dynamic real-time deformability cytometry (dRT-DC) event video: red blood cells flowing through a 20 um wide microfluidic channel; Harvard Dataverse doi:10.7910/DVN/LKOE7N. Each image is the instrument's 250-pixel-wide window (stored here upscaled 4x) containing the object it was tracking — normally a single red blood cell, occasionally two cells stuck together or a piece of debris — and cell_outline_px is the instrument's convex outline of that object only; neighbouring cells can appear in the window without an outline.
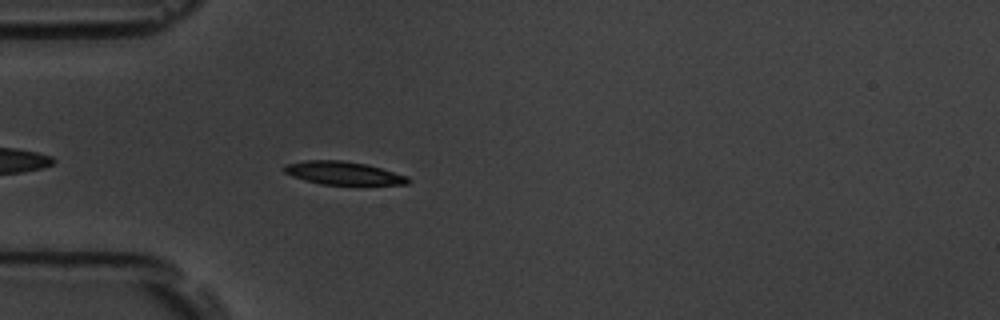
{"species": "common noctule bat (a hibernating species)", "species_latin": "Nyctalus noctula", "temperature_condition": "room temperature", "stored_images_in_passage": 33, "camera_frame_rate_fps": 3000, "um_per_image_px": 0.085, "animal": {"sex": "male", "body_mass_g": 19.5, "forearm_length_mm": 54.6}, "frame": {"image": 1, "passage_image": 1, "time_ms": 0.0, "image_size_px": [1000, 320], "cell_outline_px": [[412, 180], [408, 184], [320, 184], [304, 180], [292, 176], [284, 172], [284, 164], [304, 160], [340, 160], [368, 164], [408, 176]], "centroid_in_image_um": [29.17, 14.7], "position_along_channel_um": 55.8, "area_um2": 16.7}}
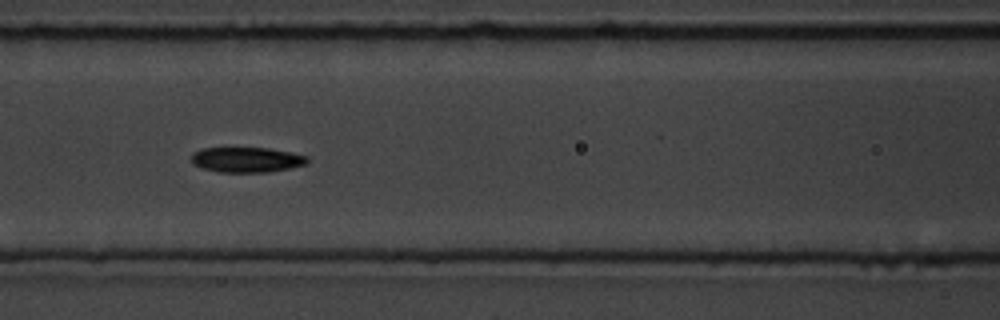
{"frame": {"image": 2, "passage_image": 9, "time_ms": 2.667, "image_size_px": [1000, 320], "cell_outline_px": [[308, 160], [304, 164], [288, 168], [268, 172], [220, 172], [204, 168], [192, 164], [192, 152], [200, 148], [268, 148], [292, 152], [308, 156]], "centroid_in_image_um": [20.94, 13.56], "position_along_channel_um": 145.7, "area_um2": 16.94}}
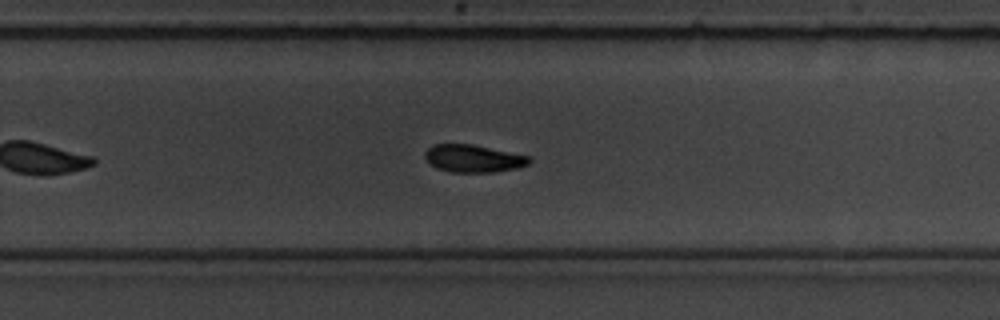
{"frame": {"image": 3, "passage_image": 21, "time_ms": 6.667, "image_size_px": [1000, 320], "cell_outline_px": [[532, 160], [528, 164], [516, 168], [492, 172], [452, 172], [436, 168], [424, 156], [424, 152], [432, 144], [472, 144], [528, 156]], "centroid_in_image_um": [40.2, 13.47], "position_along_channel_um": 289.6, "area_um2": 16.53}, "authors_computed_cell_mechanics": {"area_um2": 17.34, "velocity_mm_per_s": 3.6135, "shape_relaxation_time_tau1_ms": 3.6771, "shape_relaxation_time_tau2_ms": null, "deformation_change_tau1": 0.1166, "deformation_change_tau2": null}}